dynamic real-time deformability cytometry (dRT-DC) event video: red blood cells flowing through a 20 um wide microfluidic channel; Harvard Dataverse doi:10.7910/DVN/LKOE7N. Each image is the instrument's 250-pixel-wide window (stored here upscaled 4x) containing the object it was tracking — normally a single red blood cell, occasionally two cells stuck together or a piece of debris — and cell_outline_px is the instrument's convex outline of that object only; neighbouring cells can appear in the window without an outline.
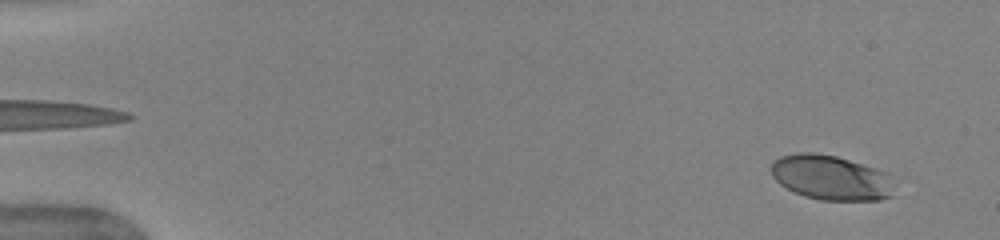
{"species": "human", "species_latin": "Homo sapiens", "temperature_condition": "warm", "stored_images_in_passage": 51, "camera_frame_rate_fps": 3000, "um_per_image_px": 0.085, "donor": {"sex": "female"}, "frame": {"image": 1, "passage_image": 3, "time_ms": 0.667, "image_size_px": [1000, 240], "cell_outline_px": [[892, 196], [880, 200], [820, 200], [804, 196], [780, 184], [772, 176], [772, 164], [780, 156], [796, 152], [816, 152], [836, 156], [876, 168], [888, 172]], "centroid_in_image_um": [70.61, 15.09], "position_along_channel_um": 14.4, "area_um2": 31.96}}
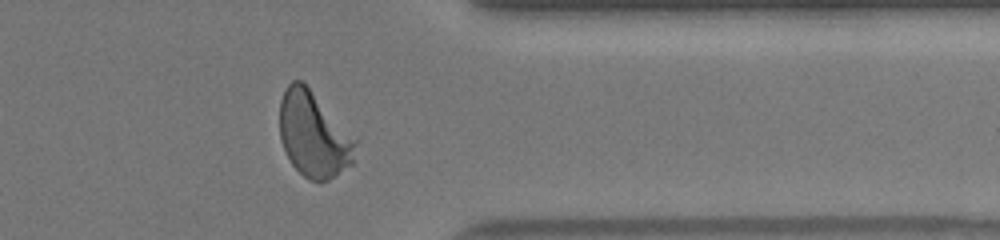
{"frame": {"image": 2, "passage_image": 42, "time_ms": 13.667, "image_size_px": [1000, 240], "cell_outline_px": [[360, 140], [356, 160], [352, 164], [336, 176], [320, 184], [308, 180], [292, 164], [280, 140], [280, 100], [284, 88], [292, 80], [304, 80]], "centroid_in_image_um": [26.74, 11.42], "position_along_channel_um": 384.7, "area_um2": 39.3}}
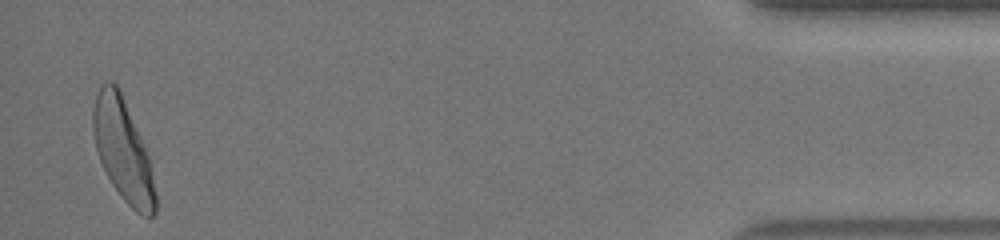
{"frame": {"image": 3, "passage_image": 50, "time_ms": 16.333, "image_size_px": [1000, 240], "cell_outline_px": [[156, 212], [152, 216], [144, 216], [136, 212], [120, 196], [112, 184], [100, 160], [96, 148], [92, 132], [92, 112], [96, 92], [100, 84], [104, 80], [112, 80], [116, 84], [120, 92], [140, 136], [148, 156], [156, 196]], "centroid_in_image_um": [10.41, 12.74], "position_along_channel_um": 424.8, "area_um2": 36.53}, "authors_computed_cell_mechanics": {"area_um2": 36.0672, "velocity_mm_per_s": 3.9678, "shape_relaxation_time_tau1_ms": 2.8893, "shape_relaxation_time_tau2_ms": null, "deformation_change_tau1": 0.1742, "deformation_change_tau2": null}}